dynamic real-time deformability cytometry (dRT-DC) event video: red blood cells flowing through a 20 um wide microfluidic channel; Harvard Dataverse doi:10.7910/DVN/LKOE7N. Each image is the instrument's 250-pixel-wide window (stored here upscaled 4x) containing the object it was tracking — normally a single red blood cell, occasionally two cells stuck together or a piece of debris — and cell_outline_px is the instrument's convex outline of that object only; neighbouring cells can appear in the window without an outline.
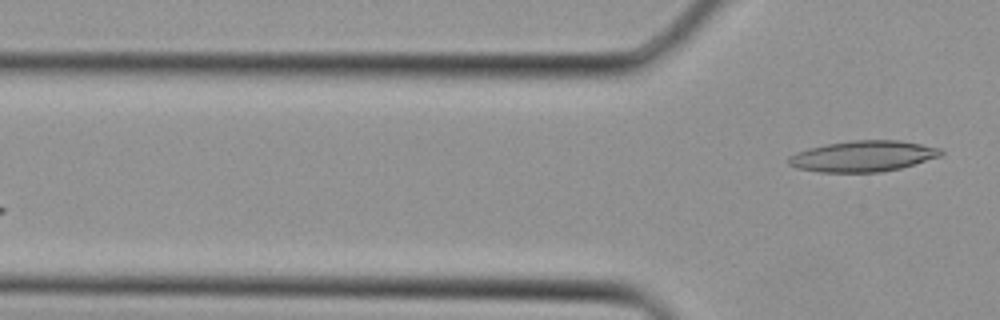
{"species": "Egyptian fruit bat (a non-hibernating species)", "species_latin": "Rousettus aegyptiacus", "temperature_condition": "cold", "stored_images_in_passage": 3, "camera_frame_rate_fps": 3000, "um_per_image_px": 0.085, "animal": {"sex": "female"}, "frame": {"image": 1, "passage_image": 3, "time_ms": 0.667, "image_size_px": [1000, 320], "cell_outline_px": [[944, 152], [940, 156], [900, 168], [880, 172], [820, 172], [796, 168], [788, 164], [788, 156], [796, 152], [828, 144], [852, 140], [900, 140], [940, 148]], "centroid_in_image_um": [73.35, 13.28], "position_along_channel_um": 52.5, "area_um2": 27.22}}